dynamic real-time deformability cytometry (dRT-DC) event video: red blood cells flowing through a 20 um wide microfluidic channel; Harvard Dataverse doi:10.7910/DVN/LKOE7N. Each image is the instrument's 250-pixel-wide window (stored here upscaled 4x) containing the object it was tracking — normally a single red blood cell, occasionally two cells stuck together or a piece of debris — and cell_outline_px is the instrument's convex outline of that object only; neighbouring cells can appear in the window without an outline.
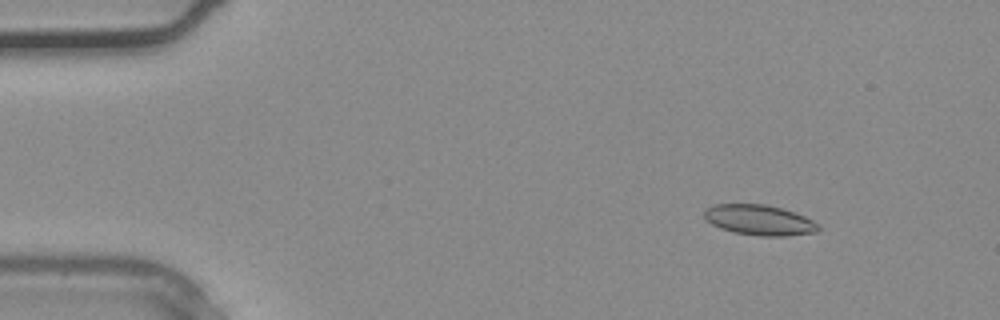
{"species": "common noctule bat (a hibernating species)", "species_latin": "Nyctalus noctula", "temperature_condition": "warm", "stored_images_in_passage": 37, "camera_frame_rate_fps": 3000, "um_per_image_px": 0.085, "animal": {"sex": "male", "body_mass_g": 20.4}, "frame": {"image": 1, "passage_image": 5, "time_ms": 1.333, "image_size_px": [1000, 320], "cell_outline_px": [[820, 228], [816, 232], [788, 236], [760, 236], [736, 232], [720, 228], [704, 220], [704, 208], [712, 204], [768, 204], [804, 216], [820, 224]], "centroid_in_image_um": [64.51, 18.7], "position_along_channel_um": 20.5, "area_um2": 20.29}}
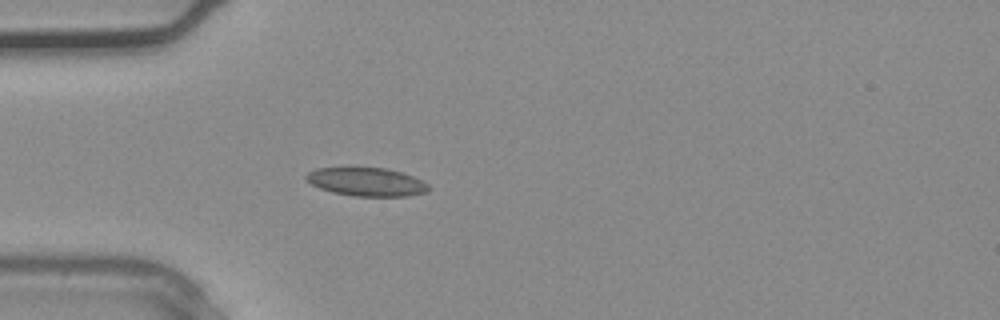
{"frame": {"image": 2, "passage_image": 11, "time_ms": 3.333, "image_size_px": [1000, 320], "cell_outline_px": [[432, 188], [428, 192], [408, 196], [352, 196], [332, 192], [320, 188], [312, 184], [304, 176], [308, 172], [316, 168], [384, 168], [400, 172], [412, 176], [428, 184]], "centroid_in_image_um": [31.18, 15.47], "position_along_channel_um": 53.8, "area_um2": 20.17}}
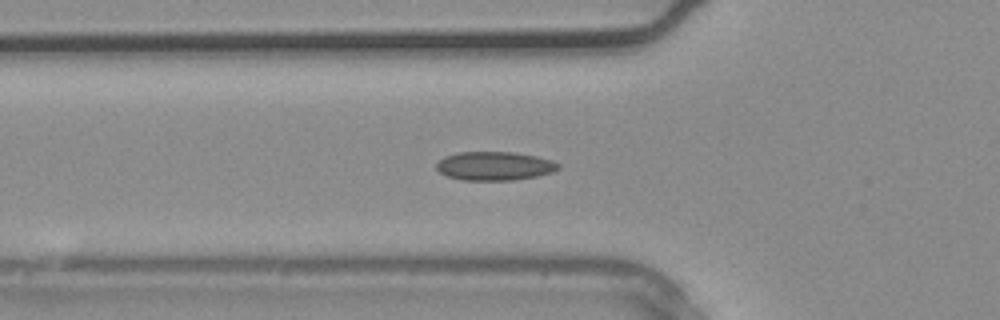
{"frame": {"image": 3, "passage_image": 13, "time_ms": 4.0, "image_size_px": [1000, 320], "cell_outline_px": [[560, 168], [552, 172], [536, 176], [512, 180], [464, 180], [448, 176], [440, 172], [436, 168], [436, 164], [444, 156], [456, 152], [516, 152], [536, 156], [552, 160], [560, 164]], "centroid_in_image_um": [42.04, 14.1], "position_along_channel_um": 83.8, "area_um2": 20.4}}